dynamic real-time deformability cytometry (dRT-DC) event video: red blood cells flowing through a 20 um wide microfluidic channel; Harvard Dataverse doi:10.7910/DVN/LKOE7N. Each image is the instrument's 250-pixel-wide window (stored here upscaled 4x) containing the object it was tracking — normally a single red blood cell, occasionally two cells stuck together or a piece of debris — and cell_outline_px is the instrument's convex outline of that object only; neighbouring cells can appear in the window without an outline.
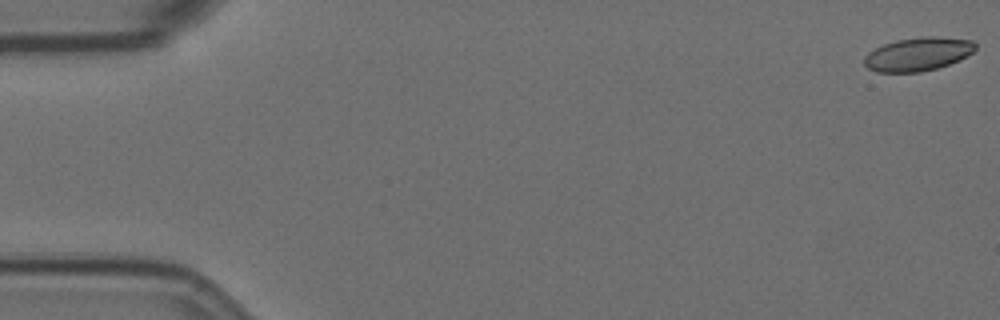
{"species": "Egyptian fruit bat (a non-hibernating species)", "species_latin": "Rousettus aegyptiacus", "temperature_condition": "room temperature", "stored_images_in_passage": 57, "camera_frame_rate_fps": 3000, "um_per_image_px": 0.085, "animal": {"sex": "female"}, "frame": {"image": 1, "passage_image": 1, "time_ms": 0.0, "image_size_px": [1000, 320], "cell_outline_px": [[976, 48], [972, 52], [960, 60], [936, 68], [920, 72], [876, 72], [868, 68], [864, 64], [864, 56], [868, 52], [884, 44], [896, 40], [924, 36], [932, 36], [972, 40], [976, 44]], "centroid_in_image_um": [78.01, 4.6], "position_along_channel_um": 7.0, "area_um2": 21.62}}
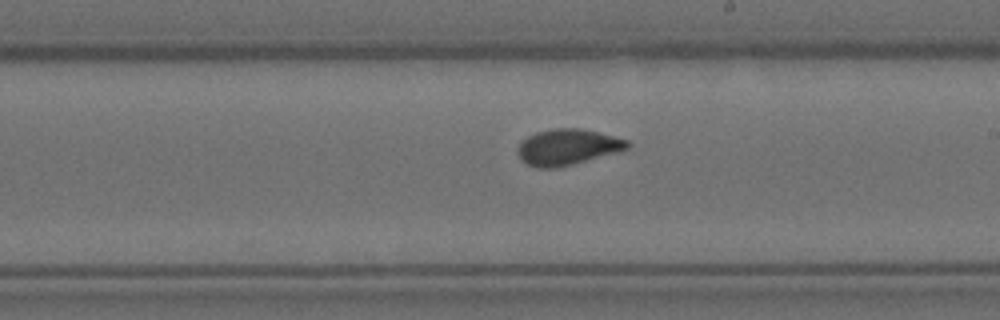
{"frame": {"image": 2, "passage_image": 33, "time_ms": 10.667, "image_size_px": [1000, 320], "cell_outline_px": [[632, 144], [628, 148], [616, 152], [560, 168], [536, 168], [520, 160], [516, 152], [516, 148], [528, 136], [536, 132], [552, 128], [580, 128], [628, 140]], "centroid_in_image_um": [48.2, 12.51], "position_along_channel_um": 240.8, "area_um2": 23.0}}
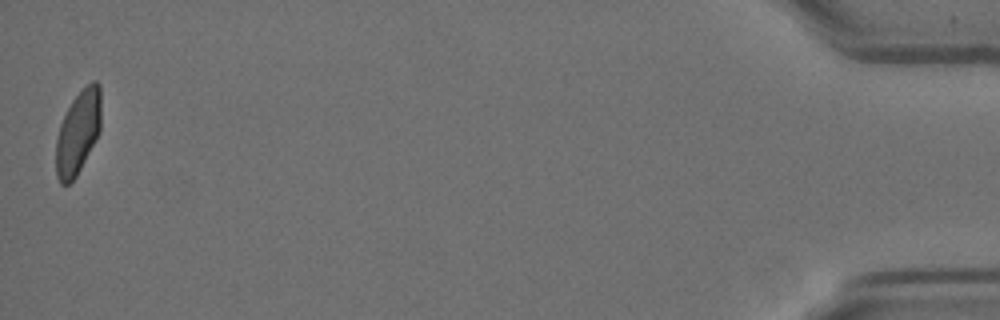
{"frame": {"image": 3, "passage_image": 57, "time_ms": 18.667, "image_size_px": [1000, 320], "cell_outline_px": [[100, 132], [76, 176], [68, 184], [60, 184], [56, 176], [56, 140], [60, 124], [72, 100], [92, 80], [96, 80], [100, 84]], "centroid_in_image_um": [6.63, 11.26], "position_along_channel_um": 428.6, "area_um2": 21.73}, "authors_computed_cell_mechanics": {"area_um2": 22.5998, "velocity_mm_per_s": 3.5536, "shape_relaxation_time_tau1_ms": null, "shape_relaxation_time_tau2_ms": 0.867, "deformation_change_tau1": null, "deformation_change_tau2": 0.0573}}